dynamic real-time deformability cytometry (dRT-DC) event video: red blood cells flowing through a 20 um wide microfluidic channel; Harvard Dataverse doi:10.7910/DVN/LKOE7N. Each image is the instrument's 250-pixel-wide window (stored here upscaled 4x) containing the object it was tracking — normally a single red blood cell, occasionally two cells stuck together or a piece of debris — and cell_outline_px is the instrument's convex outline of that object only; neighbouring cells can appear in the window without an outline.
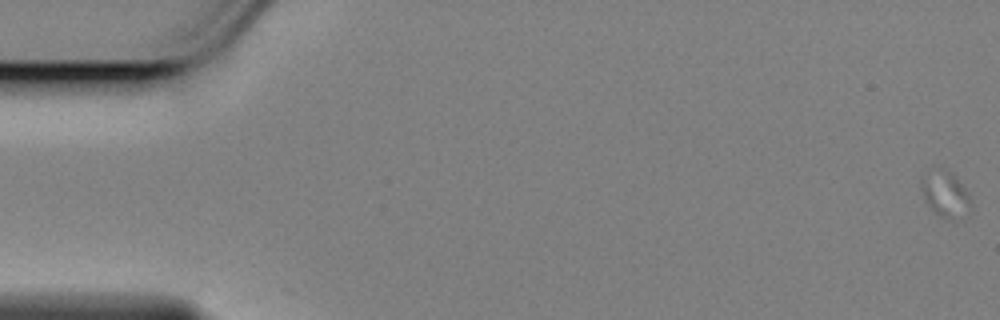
{"species": "Egyptian fruit bat (a non-hibernating species)", "species_latin": "Rousettus aegyptiacus", "temperature_condition": "cold", "stored_images_in_passage": 3, "camera_frame_rate_fps": 3000, "um_per_image_px": 0.085, "animal": {"sex": "female"}, "frame": {"image": 1, "passage_image": 1, "time_ms": 0.0, "image_size_px": [1000, 320], "cell_outline_px": [[968, 196], [956, 224], [940, 216], [928, 204], [924, 196], [924, 172], [932, 164], [940, 164], [952, 172], [956, 176]], "centroid_in_image_um": [80.26, 16.36], "position_along_channel_um": 4.7, "area_um2": 12.72}}